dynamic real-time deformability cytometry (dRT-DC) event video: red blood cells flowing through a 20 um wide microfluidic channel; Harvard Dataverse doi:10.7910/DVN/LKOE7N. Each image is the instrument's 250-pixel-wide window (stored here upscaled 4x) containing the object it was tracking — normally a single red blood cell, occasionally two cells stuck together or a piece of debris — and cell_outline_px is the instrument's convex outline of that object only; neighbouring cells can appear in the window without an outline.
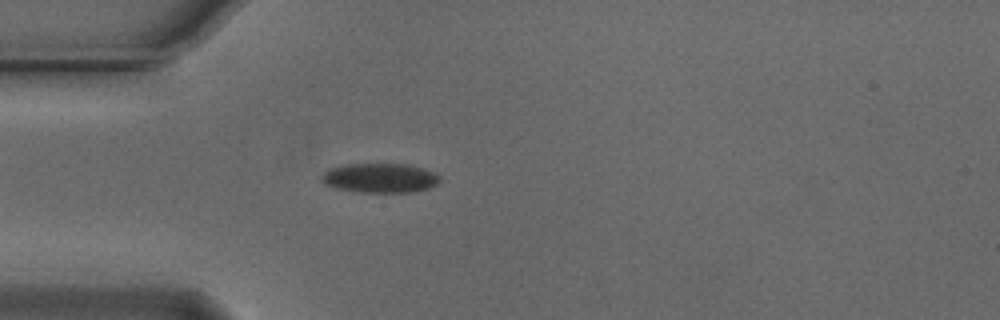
{"species": "Egyptian fruit bat (a non-hibernating species)", "species_latin": "Rousettus aegyptiacus", "temperature_condition": "cold", "stored_images_in_passage": 45, "camera_frame_rate_fps": 3000, "um_per_image_px": 0.085, "animal": {"sex": "male"}, "frame": {"image": 1, "passage_image": 6, "time_ms": 1.667, "image_size_px": [1000, 320], "cell_outline_px": [[440, 180], [436, 184], [428, 188], [412, 192], [360, 192], [336, 188], [324, 184], [320, 180], [320, 176], [328, 168], [348, 164], [408, 164], [432, 172], [440, 176]], "centroid_in_image_um": [32.25, 15.13], "position_along_channel_um": 52.8, "area_um2": 20.23}}
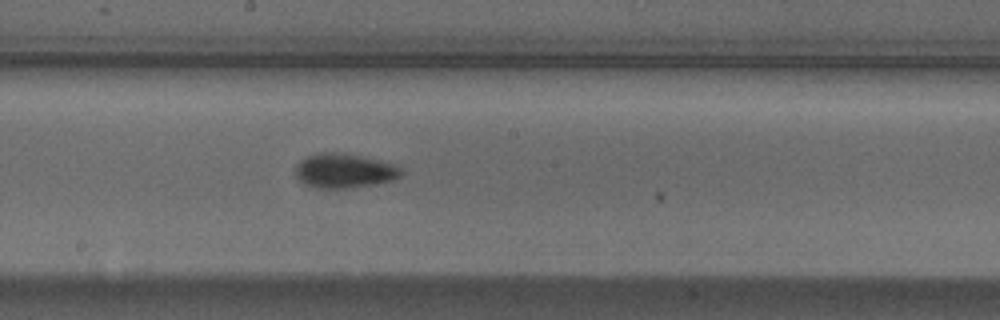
{"frame": {"image": 2, "passage_image": 20, "time_ms": 6.333, "image_size_px": [1000, 320], "cell_outline_px": [[404, 172], [396, 180], [348, 188], [316, 188], [304, 184], [296, 176], [296, 164], [300, 160], [308, 156], [320, 152], [344, 152], [380, 160], [396, 164]], "centroid_in_image_um": [29.28, 14.5], "position_along_channel_um": 218.9, "area_um2": 21.44}}
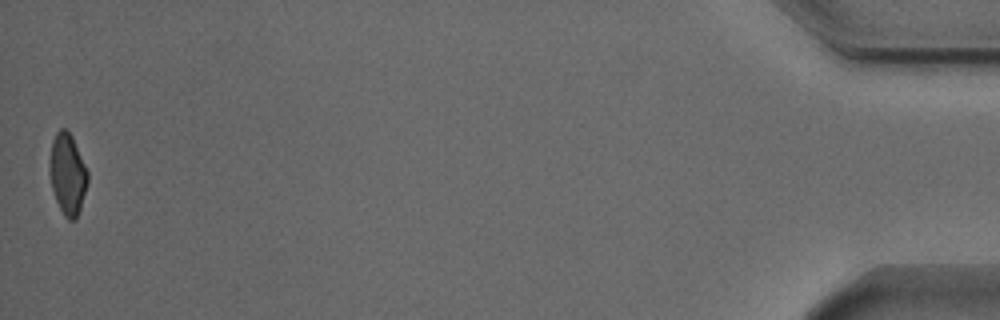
{"frame": {"image": 3, "passage_image": 45, "time_ms": 14.667, "image_size_px": [1000, 320], "cell_outline_px": [[88, 184], [76, 220], [68, 220], [64, 216], [56, 200], [52, 188], [52, 140], [56, 132], [60, 128], [64, 128], [72, 136], [88, 172]], "centroid_in_image_um": [5.79, 14.83], "position_along_channel_um": 429.4, "area_um2": 17.34}, "authors_computed_cell_mechanics": {"area_um2": 19.7098, "velocity_mm_per_s": 3.7327, "shape_relaxation_time_tau1_ms": 3.0103, "shape_relaxation_time_tau2_ms": 5.4561, "deformation_change_tau1": 0.1046, "deformation_change_tau2": 0.0631}}